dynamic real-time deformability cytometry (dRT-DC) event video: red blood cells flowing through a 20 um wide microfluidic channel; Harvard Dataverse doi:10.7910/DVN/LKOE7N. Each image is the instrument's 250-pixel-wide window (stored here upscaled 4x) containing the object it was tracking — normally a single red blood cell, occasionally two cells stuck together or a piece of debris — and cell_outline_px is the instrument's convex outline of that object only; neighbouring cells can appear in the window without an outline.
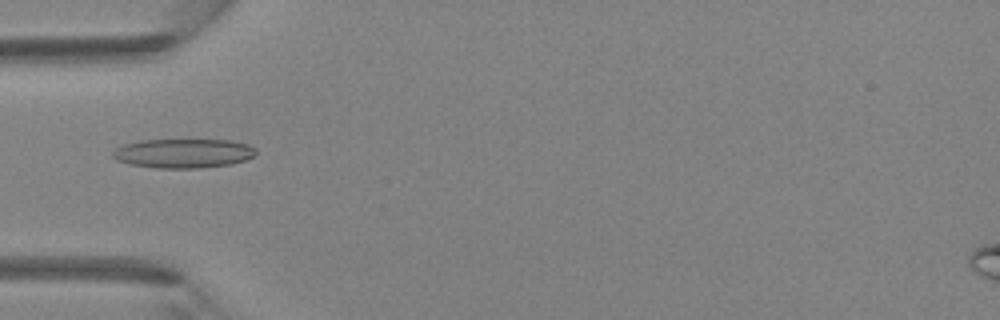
{"species": "Egyptian fruit bat (a non-hibernating species)", "species_latin": "Rousettus aegyptiacus", "temperature_condition": "room temperature", "stored_images_in_passage": 5, "camera_frame_rate_fps": 3000, "um_per_image_px": 0.085, "animal": {"sex": "female"}, "frame": {"image": 1, "passage_image": 5, "time_ms": 1.333, "image_size_px": [1000, 320], "cell_outline_px": [[256, 156], [232, 164], [200, 168], [156, 168], [128, 164], [116, 160], [112, 156], [112, 152], [116, 148], [124, 144], [140, 140], [232, 140], [248, 144], [256, 148]], "centroid_in_image_um": [15.59, 13.03], "position_along_channel_um": 69.4, "area_um2": 24.62}}